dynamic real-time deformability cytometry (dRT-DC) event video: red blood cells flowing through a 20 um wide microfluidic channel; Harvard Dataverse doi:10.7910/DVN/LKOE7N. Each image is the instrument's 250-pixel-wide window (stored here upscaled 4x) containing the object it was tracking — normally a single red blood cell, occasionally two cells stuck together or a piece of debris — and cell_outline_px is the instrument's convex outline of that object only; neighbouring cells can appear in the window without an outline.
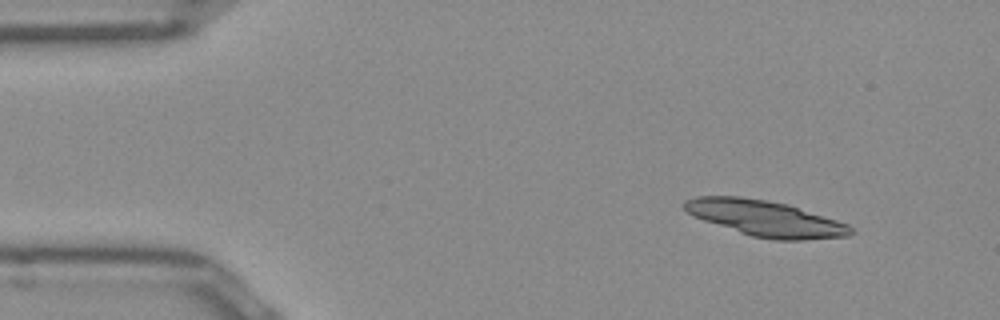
{"species": "Egyptian fruit bat (a non-hibernating species)", "species_latin": "Rousettus aegyptiacus", "temperature_condition": "room temperature", "stored_images_in_passage": 28, "camera_frame_rate_fps": 3000, "um_per_image_px": 0.085, "frame": {"image": 1, "passage_image": 1, "time_ms": 0.0, "image_size_px": [1000, 320], "cell_outline_px": [[856, 232], [848, 236], [804, 240], [776, 240], [752, 236], [704, 220], [688, 212], [680, 204], [684, 200], [696, 196], [740, 196], [788, 204], [848, 224]], "centroid_in_image_um": [65.06, 18.56], "position_along_channel_um": 19.9, "area_um2": 34.45}}